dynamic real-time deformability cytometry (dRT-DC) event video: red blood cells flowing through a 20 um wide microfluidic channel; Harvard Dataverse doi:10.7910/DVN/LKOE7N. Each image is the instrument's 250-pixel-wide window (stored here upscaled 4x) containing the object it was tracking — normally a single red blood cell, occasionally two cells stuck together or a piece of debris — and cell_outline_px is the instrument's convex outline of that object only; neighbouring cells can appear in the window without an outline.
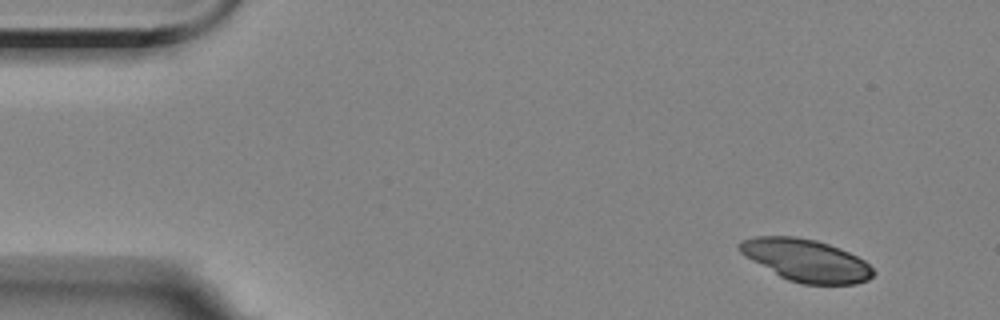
{"species": "Egyptian fruit bat (a non-hibernating species)", "species_latin": "Rousettus aegyptiacus", "temperature_condition": "room temperature", "stored_images_in_passage": 4, "camera_frame_rate_fps": 3000, "um_per_image_px": 0.085, "animal": {"sex": "female"}, "frame": {"image": 1, "passage_image": 1, "time_ms": 0.0, "image_size_px": [1000, 320], "cell_outline_px": [[876, 272], [868, 280], [856, 284], [804, 284], [788, 280], [780, 276], [744, 256], [736, 248], [736, 244], [740, 240], [756, 236], [796, 236], [816, 240], [840, 248], [864, 260]], "centroid_in_image_um": [68.48, 22.11], "position_along_channel_um": 16.5, "area_um2": 33.0}}
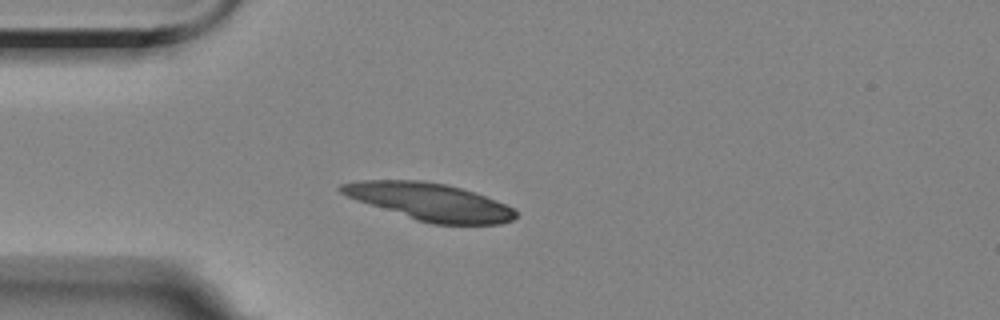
{"frame": {"image": 2, "passage_image": 3, "time_ms": 3.333, "image_size_px": [1000, 320], "cell_outline_px": [[516, 216], [512, 220], [500, 224], [432, 224], [416, 220], [356, 200], [340, 192], [336, 188], [340, 184], [360, 180], [424, 180], [444, 184], [460, 188], [484, 196], [504, 204], [512, 208], [516, 212]], "centroid_in_image_um": [36.48, 17.15], "position_along_channel_um": 48.5, "area_um2": 37.57}}